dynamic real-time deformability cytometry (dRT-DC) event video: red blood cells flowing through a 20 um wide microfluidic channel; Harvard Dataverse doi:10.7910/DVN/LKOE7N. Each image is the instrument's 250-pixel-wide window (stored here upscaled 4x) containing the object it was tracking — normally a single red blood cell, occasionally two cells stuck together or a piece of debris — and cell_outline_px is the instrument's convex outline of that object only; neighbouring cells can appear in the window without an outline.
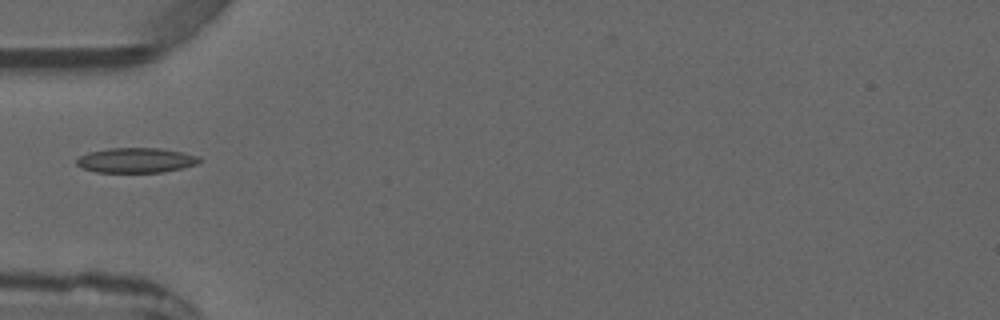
{"species": "common noctule bat (a hibernating species)", "species_latin": "Nyctalus noctula", "temperature_condition": "warm", "stored_images_in_passage": 3, "camera_frame_rate_fps": 3000, "um_per_image_px": 0.085, "animal": {"sex": "male", "forearm_length_mm": 52.5}, "frame": {"image": 1, "passage_image": 2, "time_ms": 1.333, "image_size_px": [1000, 320], "cell_outline_px": [[200, 164], [160, 172], [96, 172], [80, 168], [76, 164], [76, 160], [80, 156], [88, 152], [108, 148], [160, 148], [184, 152], [200, 156]], "centroid_in_image_um": [11.56, 13.62], "position_along_channel_um": 73.4, "area_um2": 17.98}}
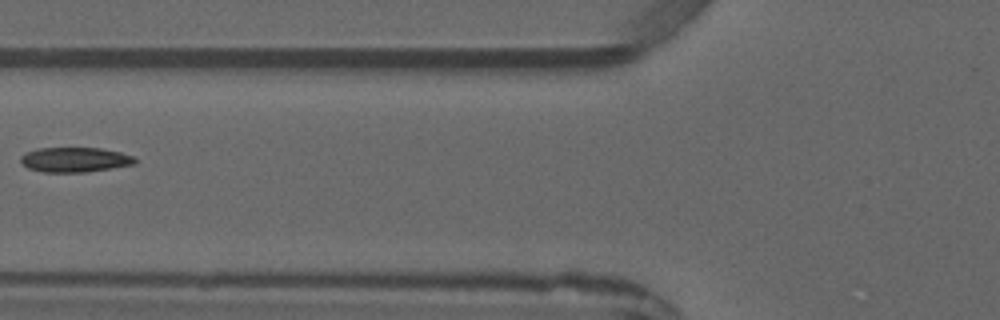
{"frame": {"image": 2, "passage_image": 3, "time_ms": 2.333, "image_size_px": [1000, 320], "cell_outline_px": [[136, 164], [112, 168], [84, 172], [44, 172], [28, 168], [20, 160], [20, 156], [24, 152], [36, 148], [100, 148], [120, 152], [136, 156]], "centroid_in_image_um": [6.37, 13.56], "position_along_channel_um": 119.4, "area_um2": 16.65}}